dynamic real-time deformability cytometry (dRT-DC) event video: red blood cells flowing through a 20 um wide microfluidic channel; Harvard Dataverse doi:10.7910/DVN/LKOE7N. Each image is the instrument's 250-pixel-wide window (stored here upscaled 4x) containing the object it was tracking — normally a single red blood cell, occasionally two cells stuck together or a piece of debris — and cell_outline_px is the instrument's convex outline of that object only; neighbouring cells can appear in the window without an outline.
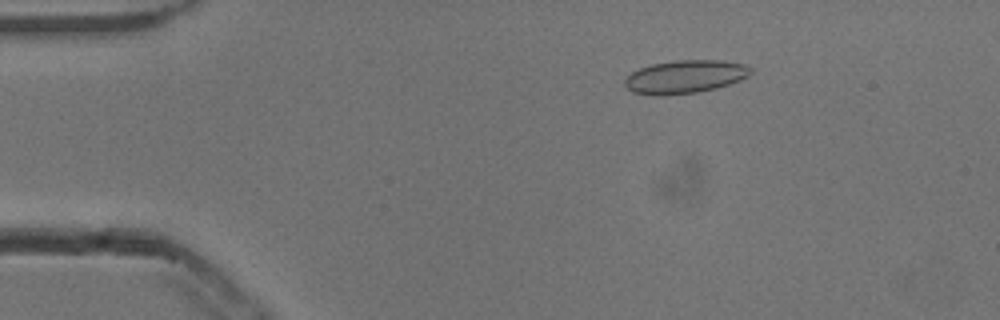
{"species": "common noctule bat (a hibernating species)", "species_latin": "Nyctalus noctula", "temperature_condition": "cold", "stored_images_in_passage": 53, "camera_frame_rate_fps": 3000, "um_per_image_px": 0.085, "animal": {"sex": "male", "body_mass_g": 13.3}, "frame": {"image": 1, "passage_image": 9, "time_ms": 2.667, "image_size_px": [1000, 320], "cell_outline_px": [[752, 72], [748, 76], [740, 80], [716, 88], [696, 92], [664, 96], [656, 96], [632, 92], [624, 84], [624, 80], [632, 72], [640, 68], [652, 64], [676, 60], [724, 60], [744, 64], [752, 68]], "centroid_in_image_um": [58.23, 6.52], "position_along_channel_um": 26.8, "area_um2": 24.39}}
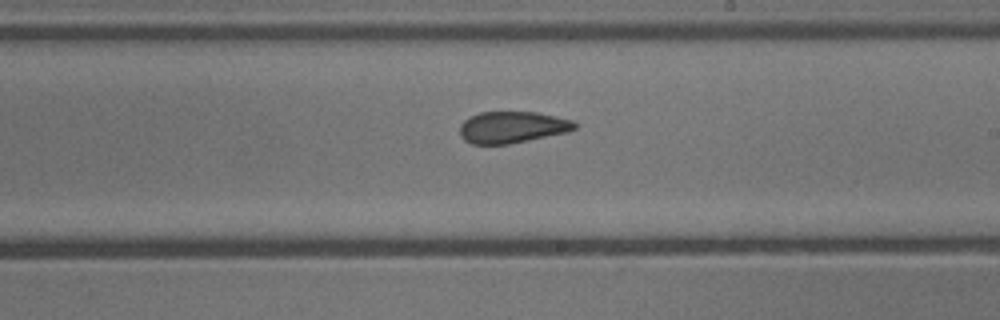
{"frame": {"image": 2, "passage_image": 31, "time_ms": 10.0, "image_size_px": [1000, 320], "cell_outline_px": [[580, 124], [576, 128], [568, 132], [508, 144], [472, 144], [464, 140], [460, 136], [460, 124], [468, 116], [480, 112], [536, 112], [556, 116], [572, 120]], "centroid_in_image_um": [43.54, 10.81], "position_along_channel_um": 245.5, "area_um2": 21.33}}
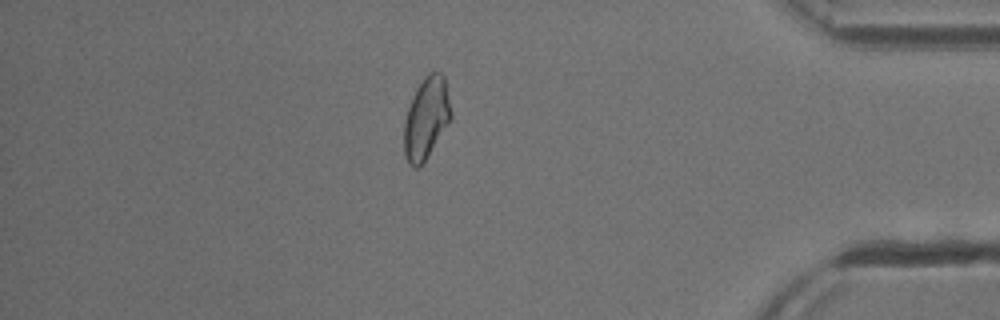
{"frame": {"image": 3, "passage_image": 46, "time_ms": 15.0, "image_size_px": [1000, 320], "cell_outline_px": [[452, 116], [420, 168], [412, 168], [408, 164], [404, 156], [404, 120], [412, 96], [416, 88], [428, 72], [440, 72], [444, 76], [452, 112]], "centroid_in_image_um": [36.21, 10.06], "position_along_channel_um": 399.0, "area_um2": 22.31}, "authors_computed_cell_mechanics": {"area_um2": 22.4842, "velocity_mm_per_s": 3.8345, "shape_relaxation_time_tau1_ms": 5.4843, "shape_relaxation_time_tau2_ms": 1.9723, "deformation_change_tau1": 0.118, "deformation_change_tau2": 0.0712}}